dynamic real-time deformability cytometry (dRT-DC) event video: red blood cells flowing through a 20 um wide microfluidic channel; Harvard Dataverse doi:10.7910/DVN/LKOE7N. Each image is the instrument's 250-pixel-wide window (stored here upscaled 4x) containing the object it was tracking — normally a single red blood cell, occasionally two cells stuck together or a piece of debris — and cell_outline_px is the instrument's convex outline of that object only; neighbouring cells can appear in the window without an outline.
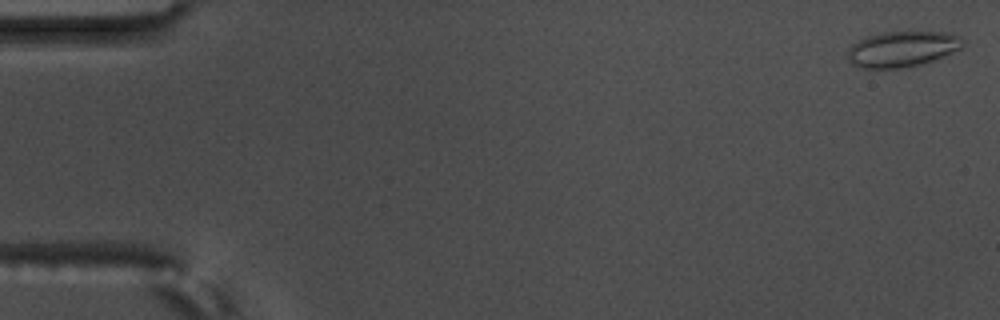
{"species": "common noctule bat (a hibernating species)", "species_latin": "Nyctalus noctula", "temperature_condition": "warm", "stored_images_in_passage": 14, "camera_frame_rate_fps": 3000, "um_per_image_px": 0.085, "animal": {"sex": "male", "body_mass_g": 17.5, "forearm_length_mm": 52.3}, "frame": {"image": 1, "passage_image": 1, "time_ms": 0.0, "image_size_px": [1000, 320], "cell_outline_px": [[964, 44], [960, 48], [932, 60], [920, 64], [900, 68], [860, 68], [852, 64], [848, 60], [848, 48], [852, 44], [868, 36], [884, 32], [944, 32], [960, 36], [964, 40]], "centroid_in_image_um": [76.65, 4.16], "position_along_channel_um": 8.3, "area_um2": 23.64}}